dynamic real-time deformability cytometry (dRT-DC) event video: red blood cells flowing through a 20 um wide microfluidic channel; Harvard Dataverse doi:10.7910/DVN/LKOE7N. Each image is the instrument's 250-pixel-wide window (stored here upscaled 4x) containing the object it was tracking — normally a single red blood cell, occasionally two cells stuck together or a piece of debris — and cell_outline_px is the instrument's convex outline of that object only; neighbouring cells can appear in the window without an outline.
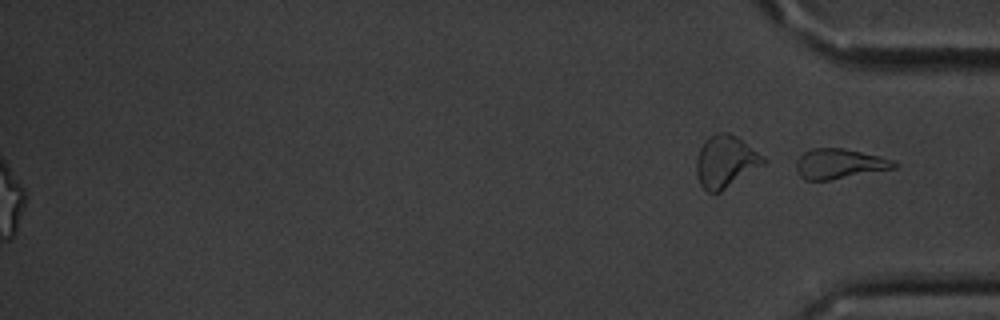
{"species": "common noctule bat (a hibernating species)", "species_latin": "Nyctalus noctula", "temperature_condition": "cold", "stored_images_in_passage": 57, "segment_of_instrument_passage": [2, 2], "camera_frame_rate_fps": 3000, "um_per_image_px": 0.085, "animal": {"sex": "male", "body_mass_g": 20.1, "forearm_length_mm": 53.5}, "frame": {"image": 1, "passage_image": 57, "time_ms": 18.667, "image_size_px": [1000, 320], "cell_outline_px": [[900, 164], [896, 168], [828, 180], [804, 180], [800, 176], [796, 168], [796, 160], [804, 152], [812, 148], [844, 148], [892, 160]], "centroid_in_image_um": [71.32, 13.92], "position_along_channel_um": 363.9, "area_um2": 16.94}}